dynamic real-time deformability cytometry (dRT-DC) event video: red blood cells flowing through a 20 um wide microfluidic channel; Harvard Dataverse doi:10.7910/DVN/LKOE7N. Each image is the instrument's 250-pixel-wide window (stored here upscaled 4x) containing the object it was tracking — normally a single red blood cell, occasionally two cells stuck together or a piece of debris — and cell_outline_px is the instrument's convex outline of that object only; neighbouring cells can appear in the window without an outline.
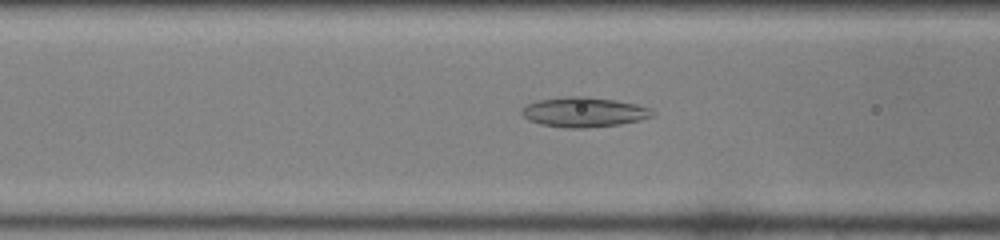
{"species": "common noctule bat (a hibernating species)", "species_latin": "Nyctalus noctula", "temperature_condition": "room temperature", "stored_images_in_passage": 46, "camera_frame_rate_fps": 3000, "um_per_image_px": 0.085, "animal": {"sex": "female", "body_mass_g": 22.0, "forearm_length_mm": 56.7}, "frame": {"image": 1, "passage_image": 18, "time_ms": 5.667, "image_size_px": [1000, 240], "cell_outline_px": [[656, 116], [640, 120], [620, 124], [584, 128], [564, 128], [540, 124], [528, 120], [520, 112], [520, 108], [536, 100], [564, 96], [584, 96], [612, 100], [636, 104], [652, 108], [656, 112]], "centroid_in_image_um": [49.63, 9.53], "position_along_channel_um": 117.0, "area_um2": 23.0}}
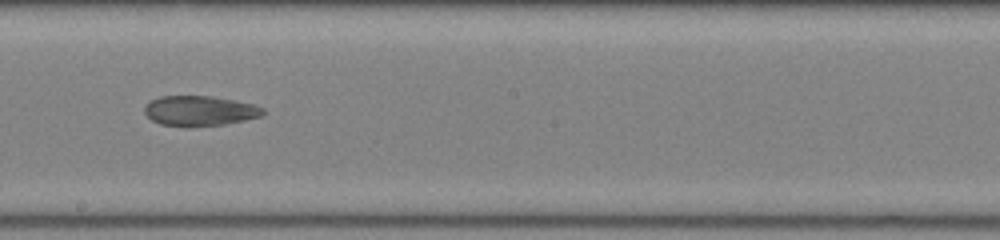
{"frame": {"image": 2, "passage_image": 26, "time_ms": 8.333, "image_size_px": [1000, 240], "cell_outline_px": [[264, 116], [224, 124], [160, 124], [152, 120], [144, 112], [144, 108], [152, 100], [160, 96], [212, 96], [252, 104], [264, 108]], "centroid_in_image_um": [17.01, 9.38], "position_along_channel_um": 231.2, "area_um2": 19.94}}
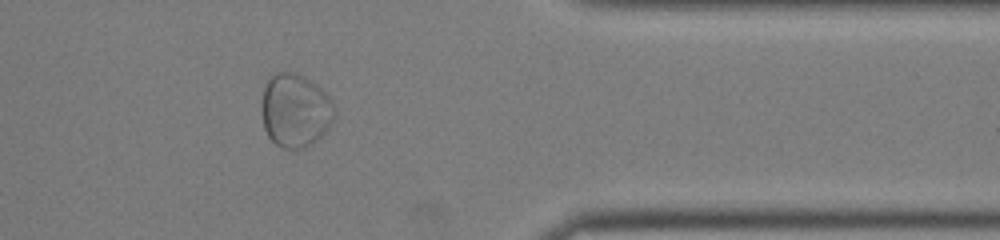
{"frame": {"image": 3, "passage_image": 38, "time_ms": 12.333, "image_size_px": [1000, 240], "cell_outline_px": [[336, 112], [328, 128], [312, 144], [304, 148], [284, 148], [276, 144], [268, 136], [264, 128], [260, 112], [260, 108], [264, 84], [276, 72], [296, 72], [312, 80], [332, 100]], "centroid_in_image_um": [25.07, 9.37], "position_along_channel_um": 386.3, "area_um2": 31.5}}